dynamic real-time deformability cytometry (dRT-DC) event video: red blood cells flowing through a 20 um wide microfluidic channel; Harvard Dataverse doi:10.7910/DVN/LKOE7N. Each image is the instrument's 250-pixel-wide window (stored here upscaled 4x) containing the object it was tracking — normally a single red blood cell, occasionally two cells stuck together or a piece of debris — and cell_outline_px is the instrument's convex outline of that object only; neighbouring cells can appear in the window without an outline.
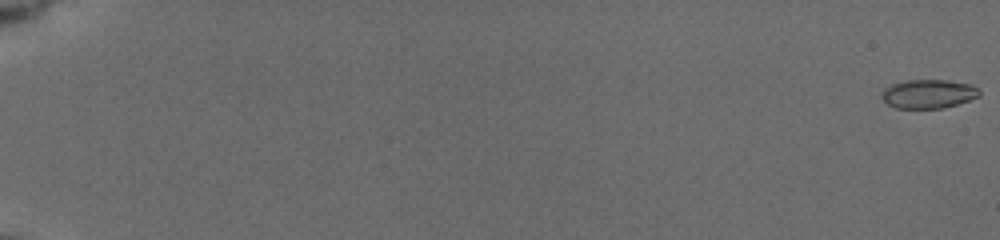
{"species": "common noctule bat (a hibernating species)", "species_latin": "Nyctalus noctula", "temperature_condition": "cold", "stored_images_in_passage": 30, "camera_frame_rate_fps": 3000, "um_per_image_px": 0.085, "animal": {"sex": "female", "body_mass_g": 19.5, "forearm_length_mm": 54.1}, "frame": {"image": 1, "passage_image": 1, "time_ms": 0.0, "image_size_px": [1000, 240], "cell_outline_px": [[980, 96], [944, 108], [896, 108], [888, 104], [880, 96], [884, 88], [892, 84], [908, 80], [948, 80], [972, 84], [980, 88]], "centroid_in_image_um": [78.94, 7.97], "position_along_channel_um": 6.1, "area_um2": 16.47}}
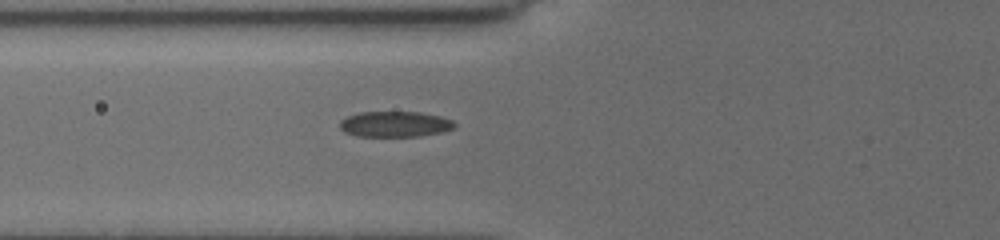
{"frame": {"image": 2, "passage_image": 20, "time_ms": 8.0, "image_size_px": [1000, 240], "cell_outline_px": [[456, 128], [440, 132], [420, 136], [356, 136], [344, 132], [340, 128], [340, 120], [348, 116], [360, 112], [420, 112], [440, 116], [452, 120], [456, 124]], "centroid_in_image_um": [33.57, 10.55], "position_along_channel_um": 92.2, "area_um2": 17.17}}
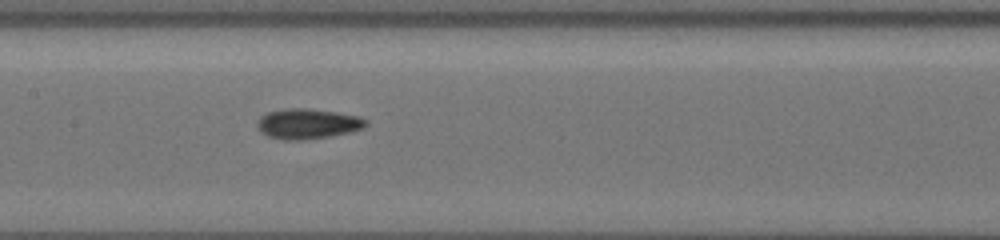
{"frame": {"image": 3, "passage_image": 29, "time_ms": 10.333, "image_size_px": [1000, 240], "cell_outline_px": [[368, 124], [364, 128], [348, 132], [328, 136], [300, 140], [288, 140], [268, 136], [256, 124], [260, 116], [268, 112], [284, 108], [308, 108], [336, 112], [356, 116], [368, 120]], "centroid_in_image_um": [26.16, 10.5], "position_along_channel_um": 181.2, "area_um2": 18.84}}